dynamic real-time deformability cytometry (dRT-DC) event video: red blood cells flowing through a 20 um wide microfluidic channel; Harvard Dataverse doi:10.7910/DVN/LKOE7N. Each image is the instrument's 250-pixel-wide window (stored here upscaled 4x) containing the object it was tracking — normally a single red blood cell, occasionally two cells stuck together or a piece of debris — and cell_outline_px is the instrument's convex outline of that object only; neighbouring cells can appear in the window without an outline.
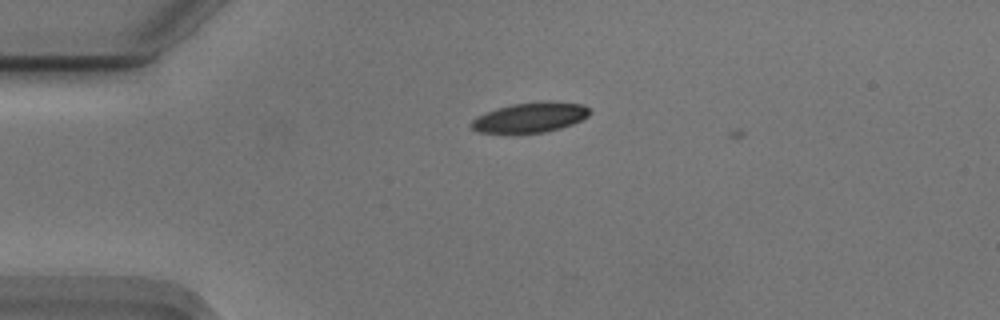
{"species": "Egyptian fruit bat (a non-hibernating species)", "species_latin": "Rousettus aegyptiacus", "temperature_condition": "cold", "stored_images_in_passage": 2, "camera_frame_rate_fps": 3000, "um_per_image_px": 0.085, "animal": {"sex": "male"}, "frame": {"image": 1, "passage_image": 1, "time_ms": 0.0, "image_size_px": [1000, 320], "cell_outline_px": [[592, 112], [588, 116], [572, 124], [560, 128], [544, 132], [480, 132], [472, 128], [468, 124], [476, 116], [484, 112], [496, 108], [512, 104], [544, 100], [548, 100], [584, 104]], "centroid_in_image_um": [45.08, 9.95], "position_along_channel_um": 39.9, "area_um2": 20.75}}